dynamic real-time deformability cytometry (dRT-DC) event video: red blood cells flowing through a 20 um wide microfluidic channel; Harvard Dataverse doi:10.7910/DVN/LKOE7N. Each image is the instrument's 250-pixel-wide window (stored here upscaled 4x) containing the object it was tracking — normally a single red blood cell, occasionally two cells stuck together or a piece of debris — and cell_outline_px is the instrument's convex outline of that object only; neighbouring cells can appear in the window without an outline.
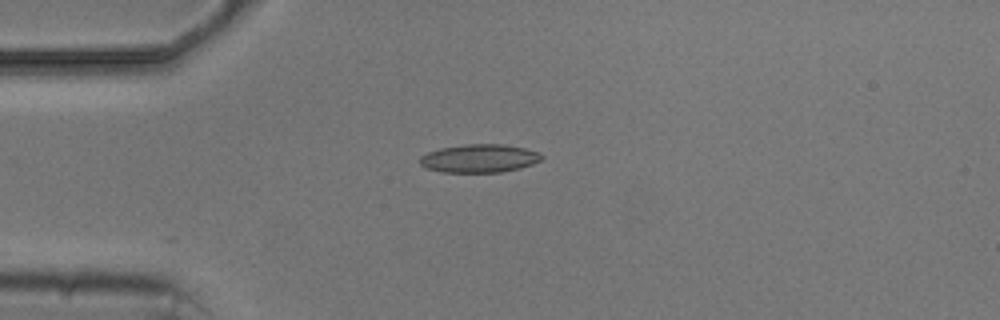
{"species": "common noctule bat (a hibernating species)", "species_latin": "Nyctalus noctula", "temperature_condition": "cold", "stored_images_in_passage": 2, "camera_frame_rate_fps": 3000, "um_per_image_px": 0.085, "animal": {"sex": "male", "body_mass_g": 20.5, "forearm_length_mm": 52.5}, "frame": {"image": 1, "passage_image": 1, "time_ms": 0.0, "image_size_px": [1000, 320], "cell_outline_px": [[544, 156], [540, 160], [532, 164], [520, 168], [500, 172], [440, 172], [424, 168], [420, 164], [420, 156], [428, 152], [440, 148], [464, 144], [504, 144], [524, 148], [540, 152]], "centroid_in_image_um": [40.73, 13.46], "position_along_channel_um": 44.3, "area_um2": 20.17}}
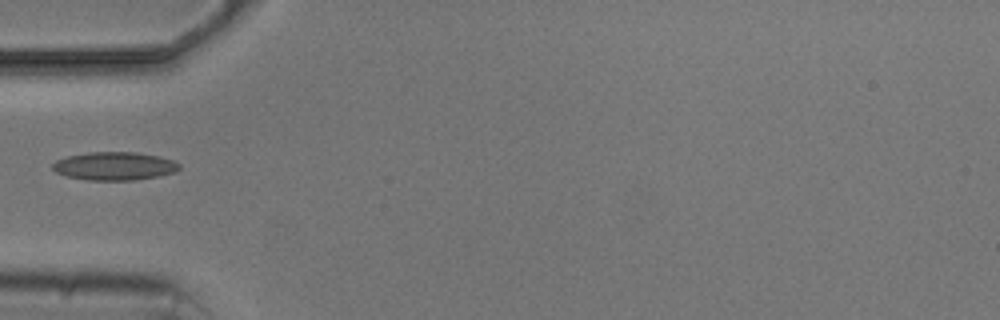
{"frame": {"image": 2, "passage_image": 2, "time_ms": 1.333, "image_size_px": [1000, 320], "cell_outline_px": [[180, 168], [172, 172], [160, 176], [132, 180], [88, 180], [68, 176], [56, 172], [52, 168], [52, 164], [56, 160], [68, 156], [88, 152], [136, 152], [160, 156], [172, 160], [180, 164]], "centroid_in_image_um": [9.73, 14.11], "position_along_channel_um": 75.3, "area_um2": 20.75}}